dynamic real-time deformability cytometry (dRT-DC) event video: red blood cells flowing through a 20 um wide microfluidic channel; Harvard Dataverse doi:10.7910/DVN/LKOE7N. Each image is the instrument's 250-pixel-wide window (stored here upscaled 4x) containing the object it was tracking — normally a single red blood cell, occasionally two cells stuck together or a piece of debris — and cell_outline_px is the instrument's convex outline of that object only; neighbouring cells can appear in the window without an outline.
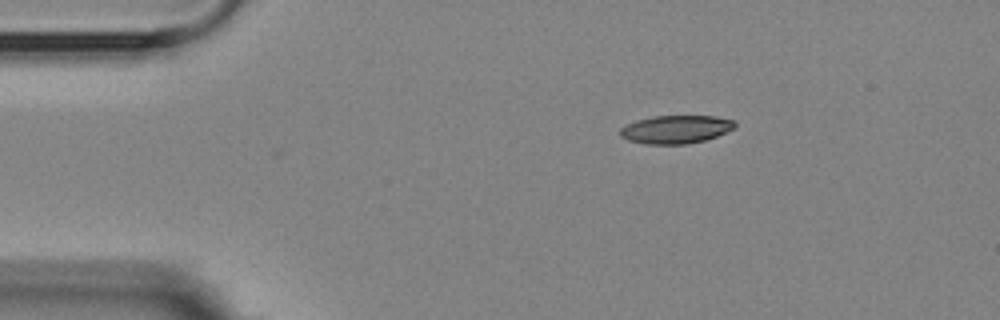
{"species": "Egyptian fruit bat (a non-hibernating species)", "species_latin": "Rousettus aegyptiacus", "temperature_condition": "room temperature", "stored_images_in_passage": 2, "camera_frame_rate_fps": 3000, "um_per_image_px": 0.085, "animal": {"sex": "female"}, "frame": {"image": 1, "passage_image": 1, "time_ms": 0.0, "image_size_px": [1000, 320], "cell_outline_px": [[736, 128], [716, 136], [704, 140], [684, 144], [648, 144], [628, 140], [620, 136], [620, 128], [624, 124], [636, 120], [652, 116], [716, 116], [736, 120]], "centroid_in_image_um": [57.45, 10.98], "position_along_channel_um": 27.6, "area_um2": 18.96}}